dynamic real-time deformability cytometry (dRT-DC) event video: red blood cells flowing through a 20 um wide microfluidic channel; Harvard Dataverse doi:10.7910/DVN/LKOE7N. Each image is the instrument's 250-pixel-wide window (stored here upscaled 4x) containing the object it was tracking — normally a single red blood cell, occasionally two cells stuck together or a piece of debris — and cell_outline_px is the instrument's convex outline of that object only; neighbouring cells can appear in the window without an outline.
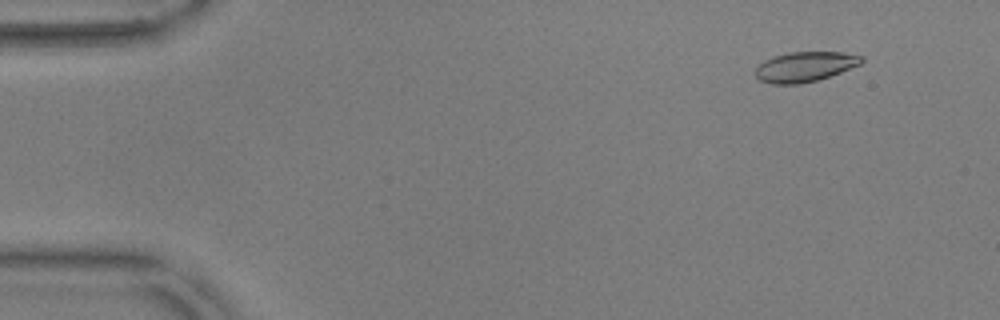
{"species": "common noctule bat (a hibernating species)", "species_latin": "Nyctalus noctula", "temperature_condition": "warm", "stored_images_in_passage": 56, "camera_frame_rate_fps": 3000, "um_per_image_px": 0.085, "animal": {"sex": "male", "body_mass_g": 17.9, "forearm_length_mm": 54.2}, "frame": {"image": 1, "passage_image": 6, "time_ms": 1.667, "image_size_px": [1000, 320], "cell_outline_px": [[864, 60], [860, 64], [840, 72], [816, 80], [796, 84], [772, 84], [760, 80], [756, 76], [756, 68], [764, 60], [772, 56], [788, 52], [840, 52], [864, 56]], "centroid_in_image_um": [68.4, 5.66], "position_along_channel_um": 16.6, "area_um2": 18.38}}
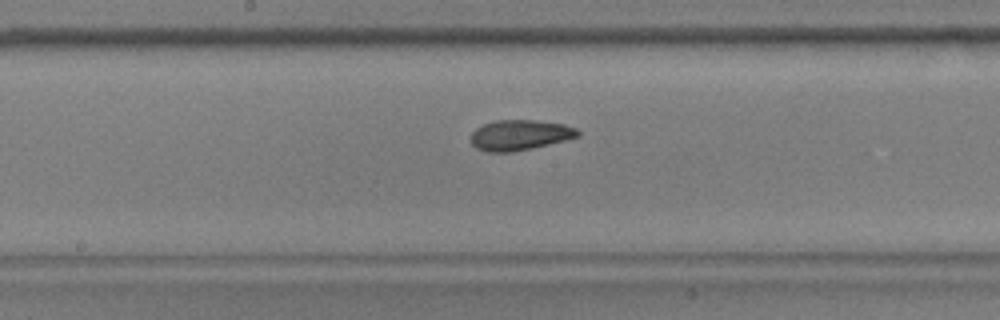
{"frame": {"image": 2, "passage_image": 30, "time_ms": 9.667, "image_size_px": [1000, 320], "cell_outline_px": [[580, 136], [532, 148], [512, 152], [488, 152], [476, 148], [472, 144], [472, 132], [476, 128], [484, 124], [496, 120], [536, 120], [564, 124], [576, 128], [580, 132]], "centroid_in_image_um": [44.19, 11.47], "position_along_channel_um": 204.0, "area_um2": 18.84}}
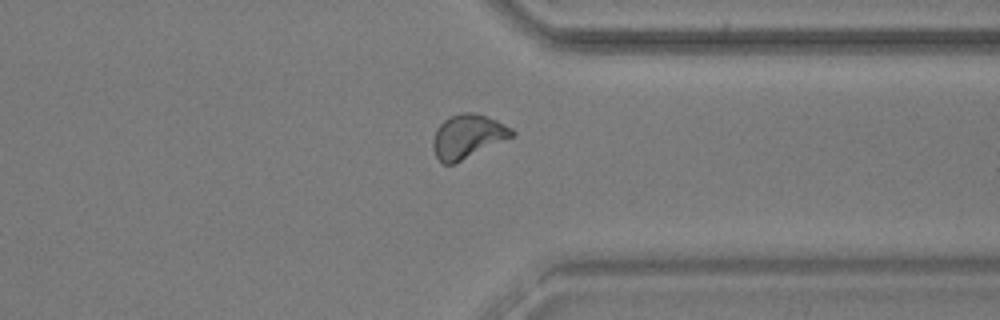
{"frame": {"image": 3, "passage_image": 44, "time_ms": 14.333, "image_size_px": [1000, 320], "cell_outline_px": [[516, 132], [512, 136], [452, 164], [444, 164], [436, 156], [432, 148], [432, 140], [436, 128], [444, 120], [460, 112], [472, 112], [496, 120], [512, 128]], "centroid_in_image_um": [39.71, 11.57], "position_along_channel_um": 371.7, "area_um2": 19.65}, "authors_computed_cell_mechanics": {"area_um2": 18.9006, "velocity_mm_per_s": 3.6323, "shape_relaxation_time_tau1_ms": 3.5474, "shape_relaxation_time_tau2_ms": 2.439, "deformation_change_tau1": 0.1375, "deformation_change_tau2": 0.0872}}